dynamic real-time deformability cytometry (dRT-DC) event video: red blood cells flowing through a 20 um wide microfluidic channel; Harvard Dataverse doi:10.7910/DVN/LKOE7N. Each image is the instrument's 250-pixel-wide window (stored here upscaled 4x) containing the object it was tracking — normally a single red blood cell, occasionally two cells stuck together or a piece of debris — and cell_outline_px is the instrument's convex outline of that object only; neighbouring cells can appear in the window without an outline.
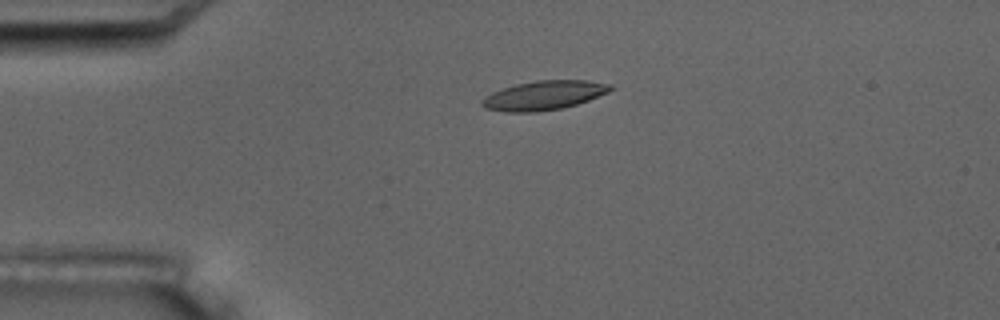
{"species": "common noctule bat (a hibernating species)", "species_latin": "Nyctalus noctula", "temperature_condition": "room temperature", "stored_images_in_passage": 5, "camera_frame_rate_fps": 3000, "um_per_image_px": 0.085, "animal": {"sex": "male", "body_mass_g": 17.5, "forearm_length_mm": 52.3}, "frame": {"image": 1, "passage_image": 4, "time_ms": 3.667, "image_size_px": [1000, 320], "cell_outline_px": [[612, 88], [608, 92], [588, 100], [564, 108], [536, 112], [504, 112], [484, 108], [480, 104], [480, 100], [484, 96], [492, 92], [516, 84], [536, 80], [588, 80], [612, 84]], "centroid_in_image_um": [46.19, 8.11], "position_along_channel_um": 38.8, "area_um2": 21.96}}